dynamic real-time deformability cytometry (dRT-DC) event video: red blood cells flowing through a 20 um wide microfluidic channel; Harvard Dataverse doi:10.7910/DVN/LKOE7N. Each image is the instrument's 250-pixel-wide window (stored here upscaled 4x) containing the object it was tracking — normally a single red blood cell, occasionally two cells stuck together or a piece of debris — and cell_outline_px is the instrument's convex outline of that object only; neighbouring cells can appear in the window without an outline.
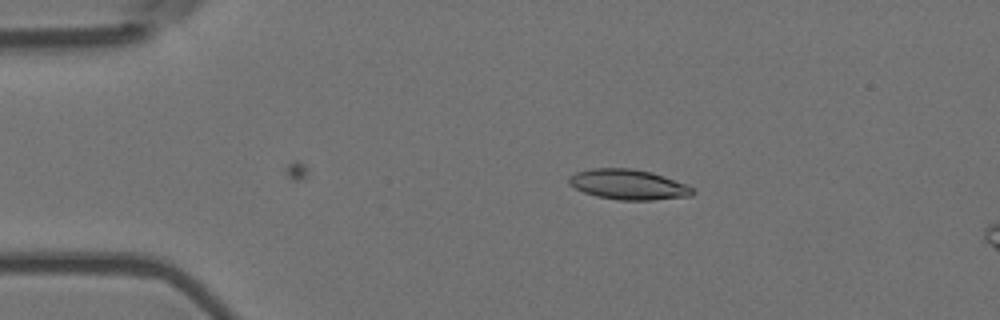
{"species": "Egyptian fruit bat (a non-hibernating species)", "species_latin": "Rousettus aegyptiacus", "temperature_condition": "room temperature", "stored_images_in_passage": 3, "camera_frame_rate_fps": 3000, "um_per_image_px": 0.085, "animal": {"sex": "female"}, "frame": {"image": 1, "passage_image": 1, "time_ms": 0.0, "image_size_px": [1000, 320], "cell_outline_px": [[696, 192], [692, 196], [652, 200], [620, 200], [596, 196], [584, 192], [568, 184], [568, 176], [576, 172], [592, 168], [632, 168], [652, 172], [688, 184]], "centroid_in_image_um": [53.43, 15.68], "position_along_channel_um": 31.6, "area_um2": 21.96}}